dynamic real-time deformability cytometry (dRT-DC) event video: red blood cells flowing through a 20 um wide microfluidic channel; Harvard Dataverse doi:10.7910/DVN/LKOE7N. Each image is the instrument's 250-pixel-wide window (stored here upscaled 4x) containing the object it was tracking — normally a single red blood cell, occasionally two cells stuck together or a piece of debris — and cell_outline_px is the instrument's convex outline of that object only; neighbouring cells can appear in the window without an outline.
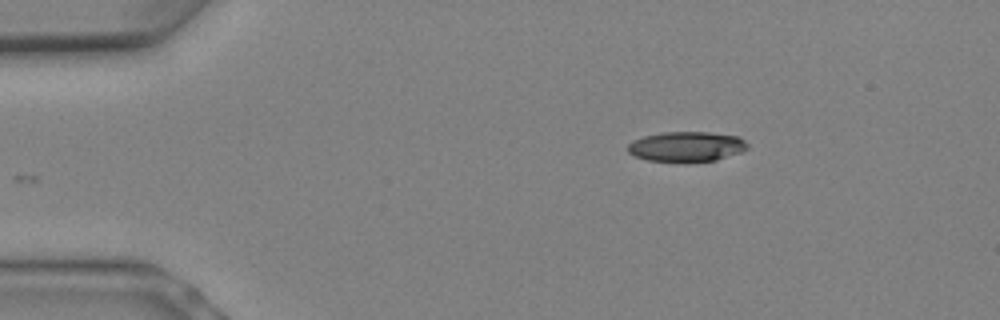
{"species": "Egyptian fruit bat (a non-hibernating species)", "species_latin": "Rousettus aegyptiacus", "temperature_condition": "warm", "stored_images_in_passage": 5, "camera_frame_rate_fps": 3000, "um_per_image_px": 0.085, "animal": {"sex": "female"}, "frame": {"image": 1, "passage_image": 1, "time_ms": 0.0, "image_size_px": [1000, 320], "cell_outline_px": [[748, 148], [740, 152], [716, 160], [688, 164], [684, 164], [648, 160], [636, 156], [628, 152], [628, 144], [632, 140], [644, 136], [664, 132], [708, 132], [740, 136], [748, 144]], "centroid_in_image_um": [58.36, 12.49], "position_along_channel_um": 26.6, "area_um2": 21.5}}
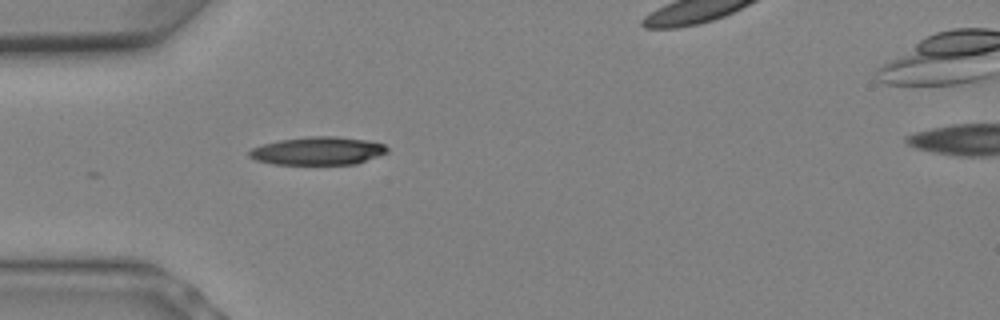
{"frame": {"image": 2, "passage_image": 4, "time_ms": 1.0, "image_size_px": [1000, 320], "cell_outline_px": [[388, 152], [356, 164], [272, 164], [256, 160], [248, 156], [248, 152], [252, 148], [264, 144], [280, 140], [308, 136], [336, 136], [368, 140], [384, 144], [388, 148]], "centroid_in_image_um": [27.03, 12.82], "position_along_channel_um": 58.0, "area_um2": 22.54}}